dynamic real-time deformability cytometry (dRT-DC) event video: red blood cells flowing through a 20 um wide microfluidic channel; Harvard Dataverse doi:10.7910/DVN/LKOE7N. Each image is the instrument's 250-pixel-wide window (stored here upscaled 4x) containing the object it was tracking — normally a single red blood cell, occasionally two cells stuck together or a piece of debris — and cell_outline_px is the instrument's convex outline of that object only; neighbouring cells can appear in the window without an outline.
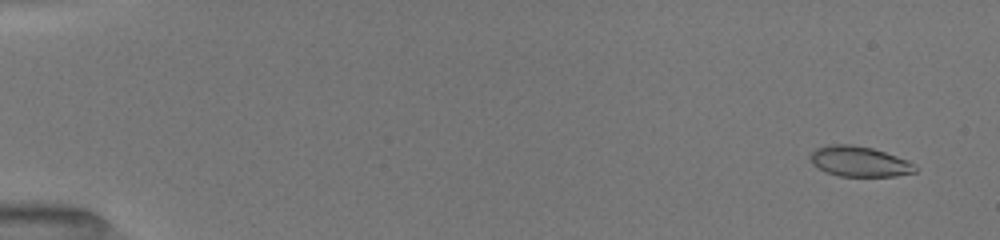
{"species": "common noctule bat (a hibernating species)", "species_latin": "Nyctalus noctula", "temperature_condition": "room temperature", "stored_images_in_passage": 47, "camera_frame_rate_fps": 3000, "um_per_image_px": 0.085, "animal": {"sex": "female", "body_mass_g": 19.5, "forearm_length_mm": 54.1}, "frame": {"image": 1, "passage_image": 2, "time_ms": 0.667, "image_size_px": [1000, 240], "cell_outline_px": [[916, 172], [896, 176], [840, 176], [824, 172], [812, 164], [808, 156], [816, 148], [828, 144], [852, 144], [872, 148], [908, 160], [916, 164]], "centroid_in_image_um": [73.02, 13.72], "position_along_channel_um": 12.0, "area_um2": 18.73}}
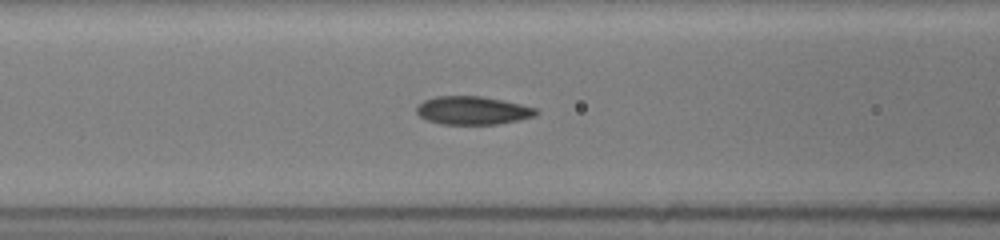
{"frame": {"image": 2, "passage_image": 21, "time_ms": 7.333, "image_size_px": [1000, 240], "cell_outline_px": [[540, 112], [536, 116], [520, 120], [496, 124], [440, 124], [428, 120], [420, 116], [416, 112], [416, 108], [424, 100], [436, 96], [480, 96], [504, 100], [536, 108]], "centroid_in_image_um": [40.21, 9.39], "position_along_channel_um": 126.4, "area_um2": 19.71}}
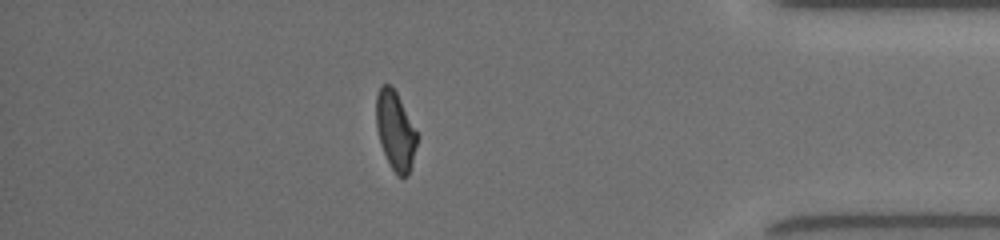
{"frame": {"image": 3, "passage_image": 41, "time_ms": 15.0, "image_size_px": [1000, 240], "cell_outline_px": [[420, 136], [408, 176], [396, 176], [380, 144], [376, 128], [376, 96], [380, 84], [388, 84], [396, 92]], "centroid_in_image_um": [33.62, 11.11], "position_along_channel_um": 401.6, "area_um2": 18.9}, "authors_computed_cell_mechanics": {"area_um2": 19.4208, "velocity_mm_per_s": 3.9986, "shape_relaxation_time_tau1_ms": 4.4842, "shape_relaxation_time_tau2_ms": 1.4936, "deformation_change_tau1": 0.1489, "deformation_change_tau2": 0.0574}}